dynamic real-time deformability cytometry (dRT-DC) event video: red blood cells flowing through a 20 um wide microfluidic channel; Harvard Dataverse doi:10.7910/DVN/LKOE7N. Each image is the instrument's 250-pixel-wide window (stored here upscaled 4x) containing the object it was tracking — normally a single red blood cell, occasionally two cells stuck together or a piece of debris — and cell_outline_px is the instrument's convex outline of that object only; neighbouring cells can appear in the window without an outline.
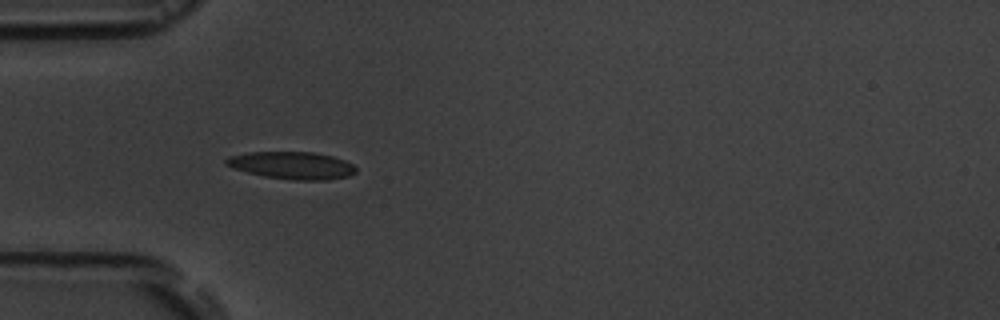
{"species": "common noctule bat (a hibernating species)", "species_latin": "Nyctalus noctula", "temperature_condition": "room temperature", "stored_images_in_passage": 1, "camera_frame_rate_fps": 3000, "um_per_image_px": 0.085, "animal": {"sex": "male", "body_mass_g": 19.5, "forearm_length_mm": 54.6}, "frame": {"image": 1, "passage_image": 1, "time_ms": 0.0, "image_size_px": [1000, 320], "cell_outline_px": [[356, 172], [348, 176], [328, 180], [292, 180], [264, 176], [232, 168], [224, 164], [224, 160], [228, 156], [248, 152], [312, 152], [332, 156], [344, 160], [352, 164], [356, 168]], "centroid_in_image_um": [24.79, 14.06], "position_along_channel_um": 60.2, "area_um2": 20.75}}